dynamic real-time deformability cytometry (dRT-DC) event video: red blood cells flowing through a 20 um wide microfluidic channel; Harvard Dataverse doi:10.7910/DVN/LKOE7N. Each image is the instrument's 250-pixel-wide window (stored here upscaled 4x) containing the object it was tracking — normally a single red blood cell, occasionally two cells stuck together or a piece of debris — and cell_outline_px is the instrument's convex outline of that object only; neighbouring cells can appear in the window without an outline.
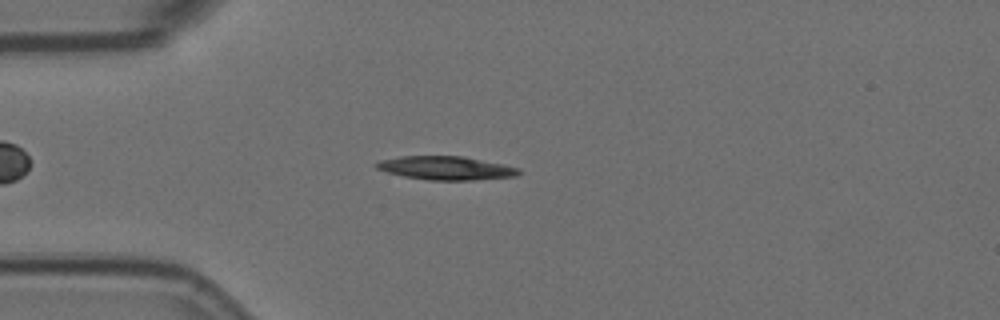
{"species": "Egyptian fruit bat (a non-hibernating species)", "species_latin": "Rousettus aegyptiacus", "temperature_condition": "room temperature", "stored_images_in_passage": 54, "camera_frame_rate_fps": 3000, "um_per_image_px": 0.085, "animal": {"sex": "female"}, "frame": {"image": 1, "passage_image": 15, "time_ms": 4.667, "image_size_px": [1000, 320], "cell_outline_px": [[520, 172], [516, 176], [472, 180], [428, 180], [404, 176], [388, 172], [376, 168], [372, 164], [380, 160], [400, 156], [464, 156], [504, 164], [520, 168]], "centroid_in_image_um": [37.9, 14.27], "position_along_channel_um": 47.1, "area_um2": 19.59}}
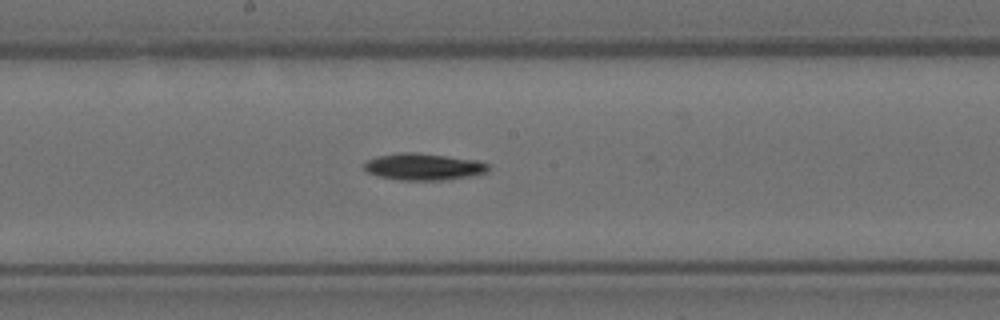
{"frame": {"image": 2, "passage_image": 30, "time_ms": 9.667, "image_size_px": [1000, 320], "cell_outline_px": [[492, 164], [488, 172], [472, 176], [444, 180], [400, 180], [380, 176], [368, 172], [364, 168], [364, 160], [376, 156], [396, 152], [416, 152], [476, 160]], "centroid_in_image_um": [36.02, 14.16], "position_along_channel_um": 212.2, "area_um2": 19.65}}
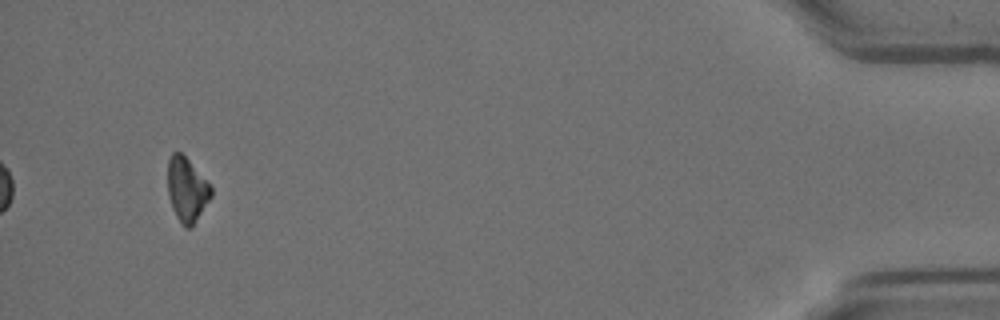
{"frame": {"image": 3, "passage_image": 54, "time_ms": 17.667, "image_size_px": [1000, 320], "cell_outline_px": [[212, 196], [192, 228], [184, 228], [180, 224], [172, 208], [168, 196], [168, 160], [172, 152], [180, 152], [212, 184]], "centroid_in_image_um": [15.9, 16.15], "position_along_channel_um": 419.3, "area_um2": 16.53}, "authors_computed_cell_mechanics": {"area_um2": 18.785, "velocity_mm_per_s": 3.5619, "shape_relaxation_time_tau1_ms": 3.8171, "shape_relaxation_time_tau2_ms": null, "deformation_change_tau1": 0.1577, "deformation_change_tau2": null}}